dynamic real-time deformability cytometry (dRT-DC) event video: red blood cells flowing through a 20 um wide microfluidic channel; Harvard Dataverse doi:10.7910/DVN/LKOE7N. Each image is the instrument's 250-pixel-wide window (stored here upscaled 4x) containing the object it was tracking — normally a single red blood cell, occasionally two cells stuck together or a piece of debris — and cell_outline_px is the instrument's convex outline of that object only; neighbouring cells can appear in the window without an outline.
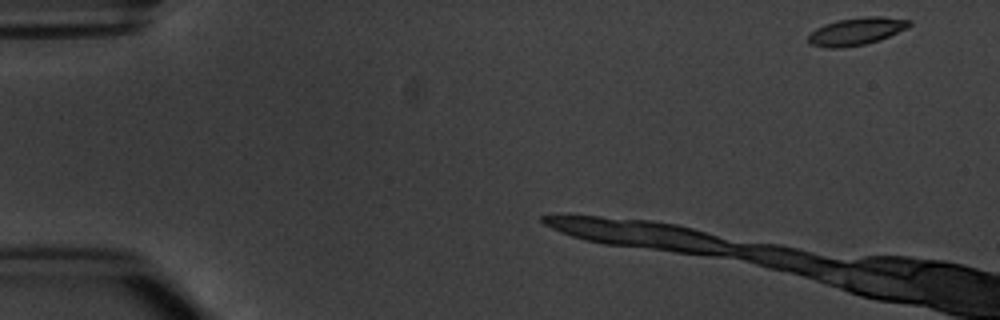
{"species": "common noctule bat (a hibernating species)", "species_latin": "Nyctalus noctula", "temperature_condition": "warm", "stored_images_in_passage": 5, "camera_frame_rate_fps": 3000, "um_per_image_px": 0.085, "animal": {"sex": "male", "body_mass_g": 20.1, "forearm_length_mm": 53.5}, "frame": {"image": 1, "passage_image": 5, "time_ms": 4.667, "image_size_px": [1000, 320], "cell_outline_px": [[912, 24], [908, 28], [880, 40], [864, 44], [840, 48], [828, 48], [808, 44], [808, 36], [816, 28], [824, 24], [840, 20], [868, 16], [880, 16], [912, 20]], "centroid_in_image_um": [72.81, 2.66], "position_along_channel_um": 12.2, "area_um2": 16.18}}